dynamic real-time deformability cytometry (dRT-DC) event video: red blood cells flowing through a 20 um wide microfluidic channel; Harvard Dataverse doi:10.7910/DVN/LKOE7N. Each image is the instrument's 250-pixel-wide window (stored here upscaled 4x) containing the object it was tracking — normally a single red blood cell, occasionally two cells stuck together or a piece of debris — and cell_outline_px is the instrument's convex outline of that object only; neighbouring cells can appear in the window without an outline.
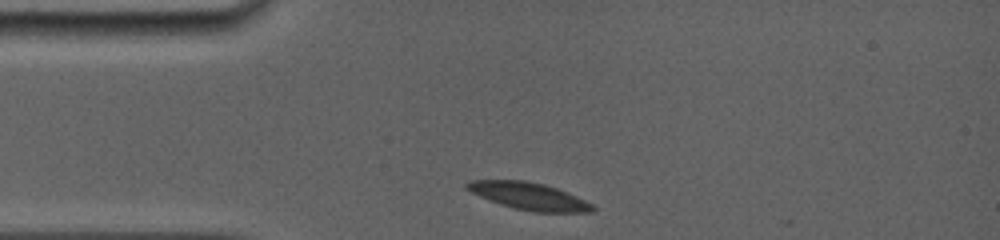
{"species": "common noctule bat (a hibernating species)", "species_latin": "Nyctalus noctula", "temperature_condition": "room temperature", "stored_images_in_passage": 2, "camera_frame_rate_fps": 5000, "um_per_image_px": 0.085, "animal": {"sex": "female", "body_mass_g": 19.0, "forearm_length_mm": 56.7}, "frame": {"image": 1, "passage_image": 1, "time_ms": 0.0, "image_size_px": [1000, 240], "cell_outline_px": [[596, 212], [532, 212], [512, 208], [500, 204], [480, 196], [464, 188], [464, 184], [468, 180], [524, 180], [544, 184], [556, 188], [576, 196], [592, 204], [596, 208]], "centroid_in_image_um": [44.94, 16.67], "position_along_channel_um": 40.1, "area_um2": 20.0}}